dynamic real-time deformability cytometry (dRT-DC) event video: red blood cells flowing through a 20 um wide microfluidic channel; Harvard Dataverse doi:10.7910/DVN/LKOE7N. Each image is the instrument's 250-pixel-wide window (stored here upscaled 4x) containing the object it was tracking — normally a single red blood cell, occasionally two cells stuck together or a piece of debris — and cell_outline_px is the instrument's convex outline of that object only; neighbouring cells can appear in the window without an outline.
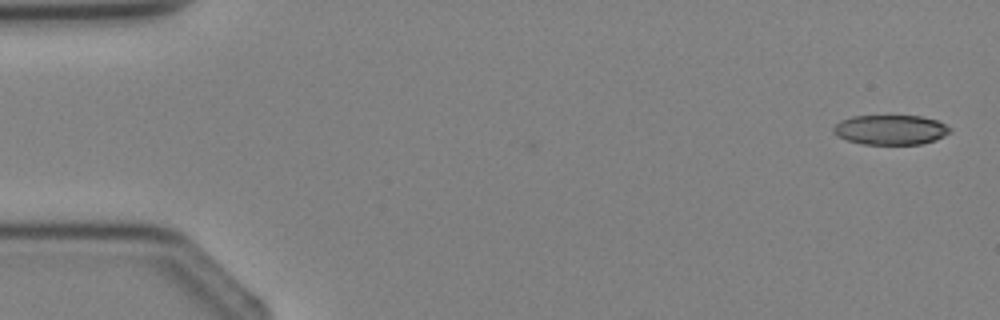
{"species": "Egyptian fruit bat (a non-hibernating species)", "species_latin": "Rousettus aegyptiacus", "temperature_condition": "cold", "stored_images_in_passage": 2, "camera_frame_rate_fps": 3000, "um_per_image_px": 0.085, "animal": {"sex": "female"}, "frame": {"image": 1, "passage_image": 2, "time_ms": 1.333, "image_size_px": [1000, 320], "cell_outline_px": [[952, 132], [936, 140], [920, 144], [864, 144], [848, 140], [832, 132], [832, 128], [840, 120], [852, 116], [920, 116], [936, 120], [952, 128]], "centroid_in_image_um": [75.72, 11.03], "position_along_channel_um": 9.3, "area_um2": 20.17}}